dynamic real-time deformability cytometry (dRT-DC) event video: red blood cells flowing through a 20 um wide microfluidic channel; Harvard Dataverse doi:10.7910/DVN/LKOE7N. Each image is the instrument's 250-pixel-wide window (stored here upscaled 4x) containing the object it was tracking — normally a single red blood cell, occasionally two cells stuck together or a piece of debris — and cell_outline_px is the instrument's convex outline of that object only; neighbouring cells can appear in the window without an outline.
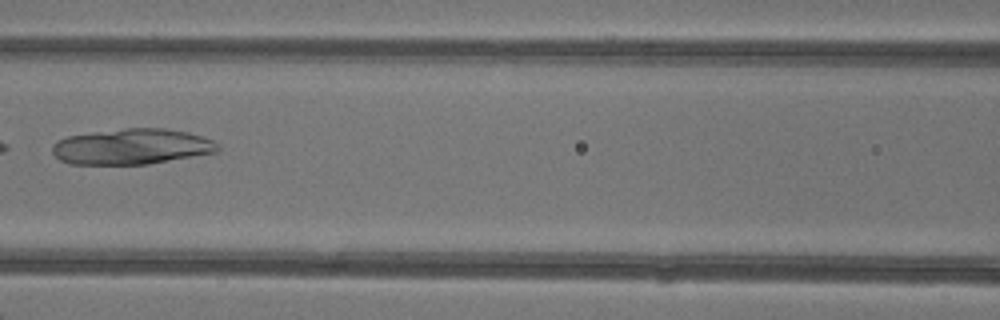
{"species": "common noctule bat (a hibernating species)", "species_latin": "Nyctalus noctula", "temperature_condition": "warm", "stored_images_in_passage": 5, "camera_frame_rate_fps": 3000, "um_per_image_px": 0.085, "animal": {"sex": "female"}, "frame": {"image": 1, "passage_image": 4, "time_ms": 3.667, "image_size_px": [1000, 320], "cell_outline_px": [[220, 148], [216, 152], [148, 164], [68, 164], [60, 160], [52, 152], [52, 144], [56, 140], [68, 136], [92, 132], [124, 128], [164, 128], [188, 132], [212, 140], [220, 144]], "centroid_in_image_um": [11.18, 12.46], "position_along_channel_um": 155.4, "area_um2": 34.45}}
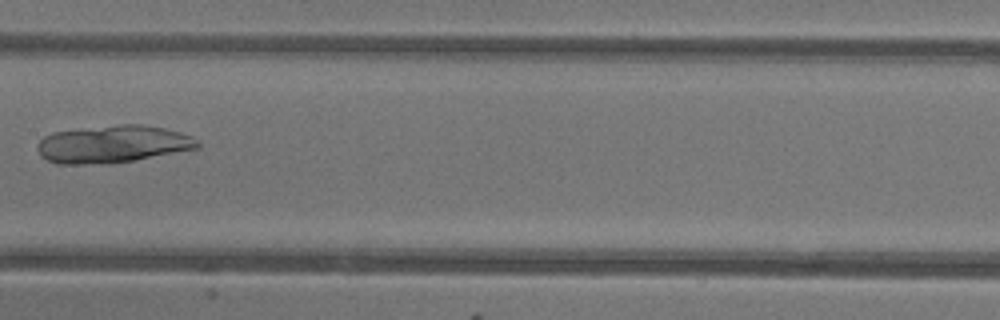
{"frame": {"image": 2, "passage_image": 5, "time_ms": 4.667, "image_size_px": [1000, 320], "cell_outline_px": [[200, 148], [132, 160], [84, 164], [56, 164], [40, 156], [36, 148], [36, 144], [44, 136], [52, 132], [120, 124], [144, 124], [164, 128], [180, 132], [192, 136], [200, 140]], "centroid_in_image_um": [9.59, 12.23], "position_along_channel_um": 197.8, "area_um2": 34.85}}